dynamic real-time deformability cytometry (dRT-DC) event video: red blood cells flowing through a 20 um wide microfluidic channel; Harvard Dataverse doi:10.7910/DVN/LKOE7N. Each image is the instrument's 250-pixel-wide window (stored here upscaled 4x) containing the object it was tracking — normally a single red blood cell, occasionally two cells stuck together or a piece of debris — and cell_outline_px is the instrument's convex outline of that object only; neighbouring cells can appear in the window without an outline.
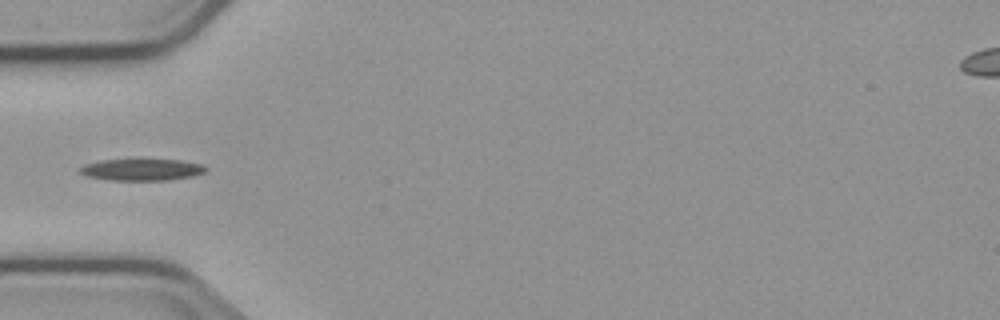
{"species": "common noctule bat (a hibernating species)", "species_latin": "Nyctalus noctula", "temperature_condition": "cold", "stored_images_in_passage": 5, "camera_frame_rate_fps": 3000, "um_per_image_px": 0.085, "animal": {"sex": "male", "body_mass_g": 23.1, "forearm_length_mm": 52.7}, "frame": {"image": 1, "passage_image": 4, "time_ms": 3.667, "image_size_px": [1000, 320], "cell_outline_px": [[208, 168], [204, 172], [192, 176], [168, 180], [108, 180], [88, 176], [80, 172], [80, 168], [84, 164], [100, 160], [180, 160], [200, 164]], "centroid_in_image_um": [12.04, 14.42], "position_along_channel_um": 73.0, "area_um2": 15.66}}
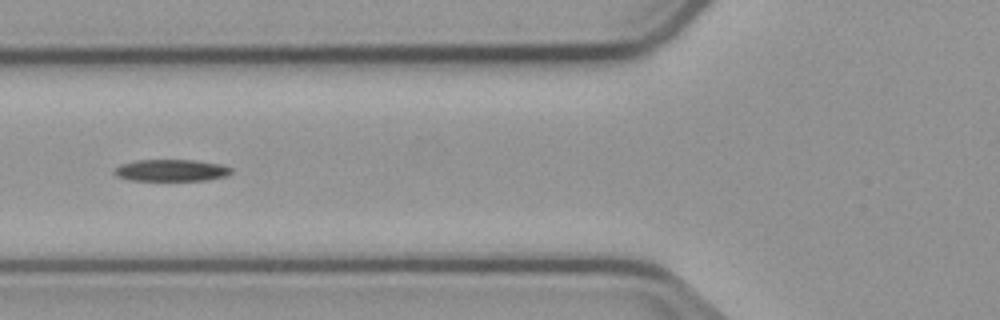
{"frame": {"image": 2, "passage_image": 5, "time_ms": 4.667, "image_size_px": [1000, 320], "cell_outline_px": [[232, 172], [224, 176], [204, 180], [132, 180], [116, 176], [112, 172], [120, 164], [136, 160], [196, 160], [220, 164], [232, 168]], "centroid_in_image_um": [14.53, 14.47], "position_along_channel_um": 111.3, "area_um2": 14.74}}